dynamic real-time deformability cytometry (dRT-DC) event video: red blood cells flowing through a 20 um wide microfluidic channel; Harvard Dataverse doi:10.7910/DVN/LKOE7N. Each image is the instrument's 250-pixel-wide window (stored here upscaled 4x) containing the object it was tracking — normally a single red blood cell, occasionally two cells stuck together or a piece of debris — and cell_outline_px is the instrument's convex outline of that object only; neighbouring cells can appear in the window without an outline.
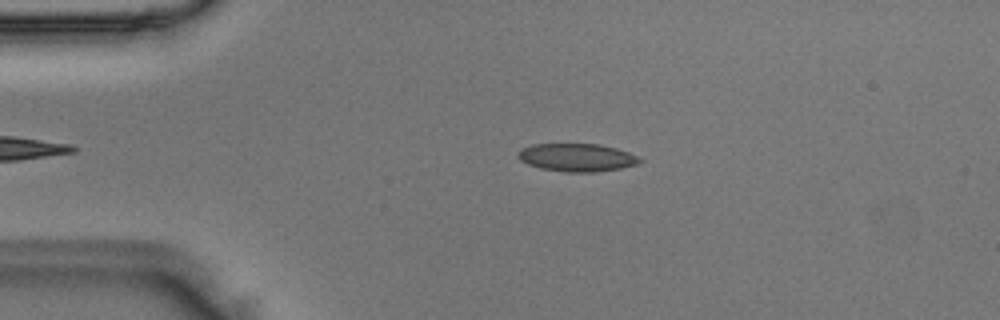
{"species": "Egyptian fruit bat (a non-hibernating species)", "species_latin": "Rousettus aegyptiacus", "temperature_condition": "room temperature", "stored_images_in_passage": 40, "camera_frame_rate_fps": 3000, "um_per_image_px": 0.085, "animal": {"sex": "male"}, "frame": {"image": 1, "passage_image": 6, "time_ms": 1.667, "image_size_px": [1000, 320], "cell_outline_px": [[644, 160], [636, 164], [620, 168], [592, 172], [568, 172], [540, 168], [528, 164], [520, 160], [516, 156], [516, 152], [520, 148], [532, 144], [600, 144], [616, 148], [628, 152]], "centroid_in_image_um": [48.98, 13.37], "position_along_channel_um": 36.0, "area_um2": 19.83}}
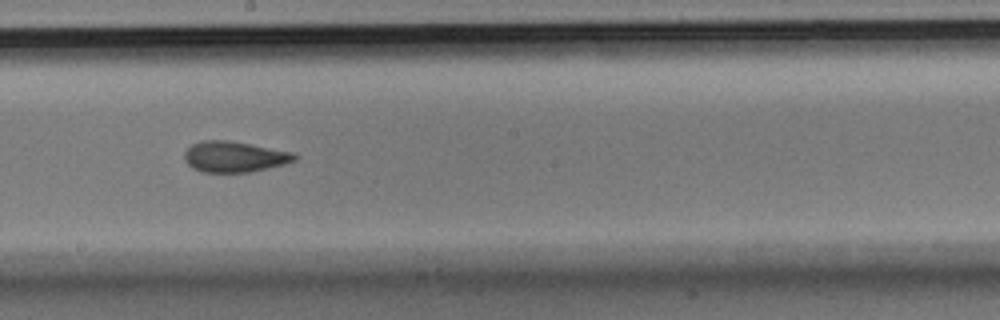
{"frame": {"image": 2, "passage_image": 23, "time_ms": 7.333, "image_size_px": [1000, 320], "cell_outline_px": [[296, 160], [284, 164], [248, 172], [204, 172], [192, 168], [184, 160], [184, 152], [192, 144], [200, 140], [224, 140], [248, 144], [292, 152], [296, 156]], "centroid_in_image_um": [19.86, 13.32], "position_along_channel_um": 228.3, "area_um2": 19.48}}
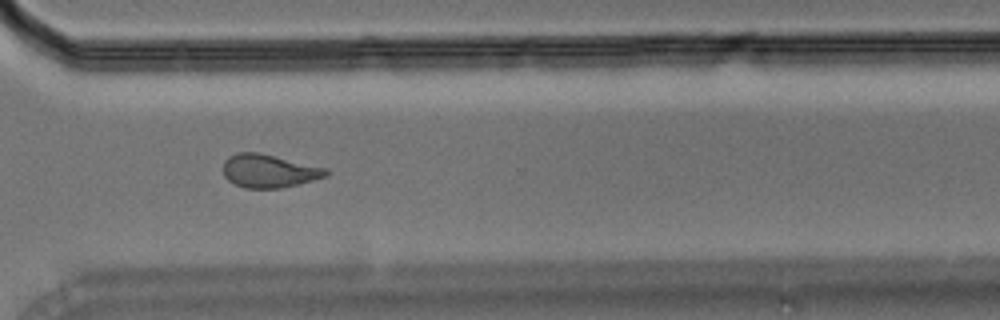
{"frame": {"image": 3, "passage_image": 32, "time_ms": 10.333, "image_size_px": [1000, 320], "cell_outline_px": [[328, 176], [280, 188], [244, 188], [228, 180], [224, 176], [224, 160], [228, 156], [236, 152], [260, 152], [328, 168]], "centroid_in_image_um": [22.86, 14.51], "position_along_channel_um": 347.7, "area_um2": 20.0}}